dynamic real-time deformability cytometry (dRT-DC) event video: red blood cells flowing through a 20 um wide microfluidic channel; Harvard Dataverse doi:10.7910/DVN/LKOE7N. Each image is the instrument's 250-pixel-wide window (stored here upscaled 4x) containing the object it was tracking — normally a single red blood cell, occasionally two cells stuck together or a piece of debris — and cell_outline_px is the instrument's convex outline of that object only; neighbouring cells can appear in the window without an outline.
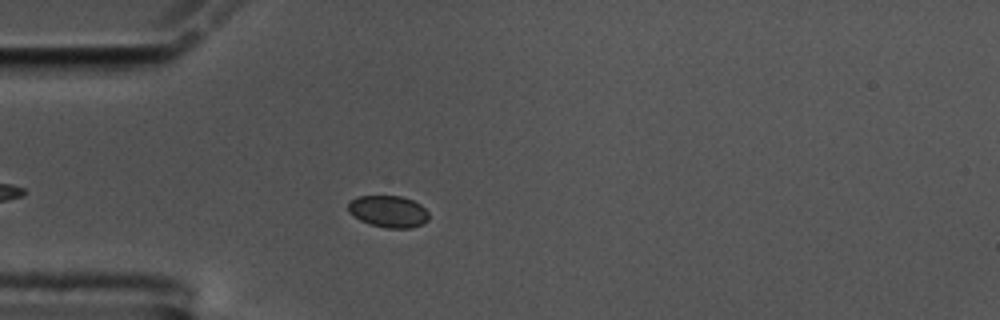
{"species": "common noctule bat (a hibernating species)", "species_latin": "Nyctalus noctula", "temperature_condition": "cold", "stored_images_in_passage": 41, "segment_of_instrument_passage": [1, 2], "camera_frame_rate_fps": 3000, "um_per_image_px": 0.085, "animal": {"sex": "male", "body_mass_g": 17.5, "forearm_length_mm": 52.3}, "frame": {"image": 1, "passage_image": 9, "time_ms": 2.667, "image_size_px": [1000, 320], "cell_outline_px": [[428, 220], [412, 228], [388, 228], [368, 224], [360, 220], [348, 212], [348, 204], [356, 196], [400, 196], [412, 200], [420, 204], [428, 212]], "centroid_in_image_um": [32.99, 17.97], "position_along_channel_um": 52.0, "area_um2": 14.91}}
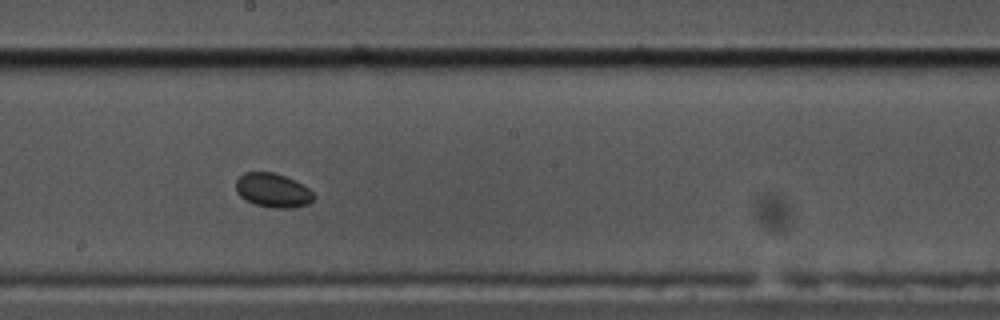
{"frame": {"image": 2, "passage_image": 25, "time_ms": 8.0, "image_size_px": [1000, 320], "cell_outline_px": [[316, 196], [308, 204], [292, 208], [272, 208], [256, 204], [244, 200], [236, 192], [236, 180], [244, 172], [272, 172], [284, 176], [308, 188]], "centroid_in_image_um": [23.16, 16.19], "position_along_channel_um": 225.0, "area_um2": 15.37}}
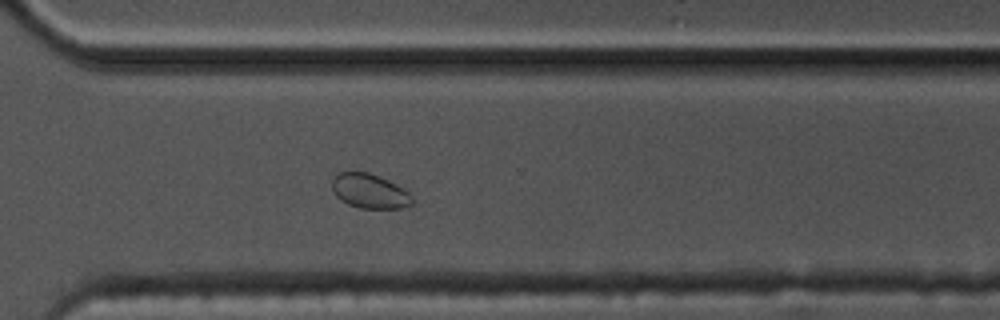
{"frame": {"image": 3, "passage_image": 35, "time_ms": 11.333, "image_size_px": [1000, 320], "cell_outline_px": [[412, 204], [404, 208], [360, 208], [348, 204], [340, 200], [336, 196], [332, 188], [332, 180], [340, 172], [368, 172], [388, 180], [404, 188], [412, 196]], "centroid_in_image_um": [31.43, 16.25], "position_along_channel_um": 339.2, "area_um2": 16.07}}